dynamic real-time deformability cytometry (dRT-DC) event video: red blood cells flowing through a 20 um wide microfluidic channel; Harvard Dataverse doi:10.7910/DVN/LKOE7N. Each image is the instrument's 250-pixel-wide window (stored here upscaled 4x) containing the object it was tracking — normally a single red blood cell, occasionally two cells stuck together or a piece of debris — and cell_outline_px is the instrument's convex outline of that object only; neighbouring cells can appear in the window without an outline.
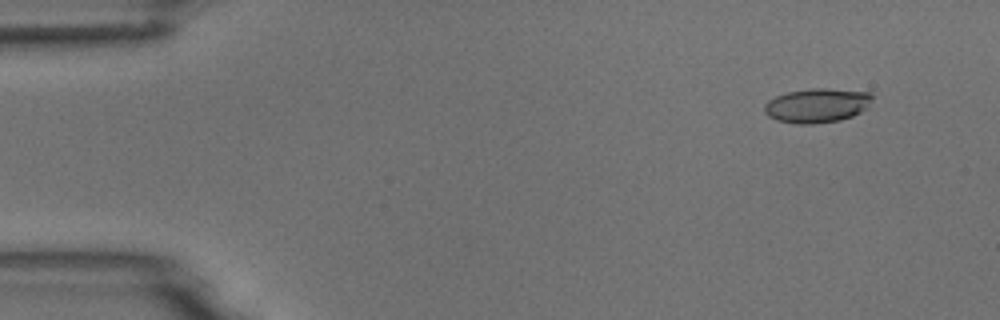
{"species": "common noctule bat (a hibernating species)", "species_latin": "Nyctalus noctula", "temperature_condition": "room temperature", "stored_images_in_passage": 6, "camera_frame_rate_fps": 3000, "um_per_image_px": 0.085, "animal": {"sex": "male", "body_mass_g": 18.8}, "frame": {"image": 1, "passage_image": 2, "time_ms": 1.0, "image_size_px": [1000, 320], "cell_outline_px": [[872, 96], [868, 108], [852, 116], [840, 120], [812, 124], [796, 124], [776, 120], [768, 116], [764, 112], [764, 104], [768, 100], [776, 96], [788, 92], [808, 88], [824, 88], [872, 92]], "centroid_in_image_um": [69.44, 8.96], "position_along_channel_um": 15.6, "area_um2": 21.73}}
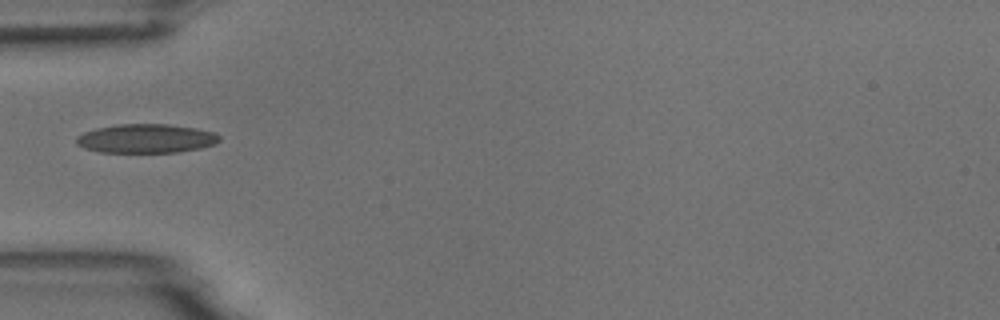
{"frame": {"image": 2, "passage_image": 5, "time_ms": 5.333, "image_size_px": [1000, 320], "cell_outline_px": [[220, 140], [216, 144], [200, 148], [176, 152], [100, 152], [84, 148], [76, 144], [76, 136], [84, 132], [96, 128], [116, 124], [168, 124], [196, 128], [216, 132], [220, 136]], "centroid_in_image_um": [12.42, 11.77], "position_along_channel_um": 72.6, "area_um2": 24.28}}